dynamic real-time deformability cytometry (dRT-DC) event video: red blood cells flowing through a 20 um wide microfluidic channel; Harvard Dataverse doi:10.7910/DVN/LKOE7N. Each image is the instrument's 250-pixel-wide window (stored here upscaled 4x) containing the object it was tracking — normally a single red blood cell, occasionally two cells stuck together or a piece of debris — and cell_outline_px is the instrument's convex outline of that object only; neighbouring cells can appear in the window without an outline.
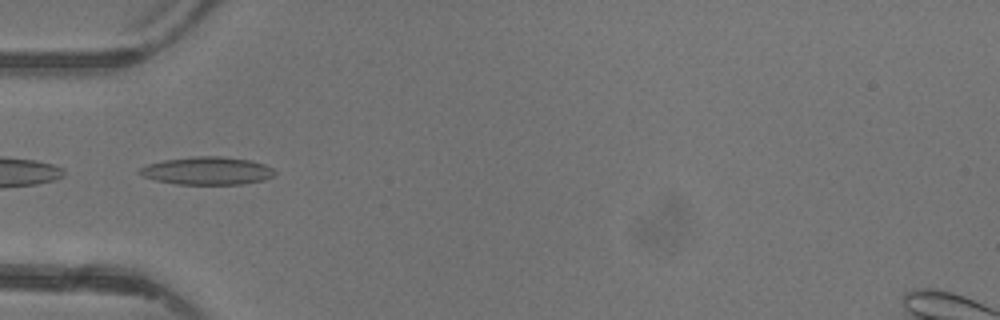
{"species": "common noctule bat (a hibernating species)", "species_latin": "Nyctalus noctula", "temperature_condition": "warm", "stored_images_in_passage": 3, "camera_frame_rate_fps": 3000, "um_per_image_px": 0.085, "animal": {"sex": "female"}, "frame": {"image": 1, "passage_image": 2, "time_ms": 1.333, "image_size_px": [1000, 320], "cell_outline_px": [[276, 172], [272, 176], [264, 180], [244, 184], [176, 184], [156, 180], [144, 176], [136, 172], [140, 168], [148, 164], [164, 160], [192, 156], [220, 156], [252, 160], [264, 164], [272, 168]], "centroid_in_image_um": [17.62, 14.51], "position_along_channel_um": 67.4, "area_um2": 21.96}}
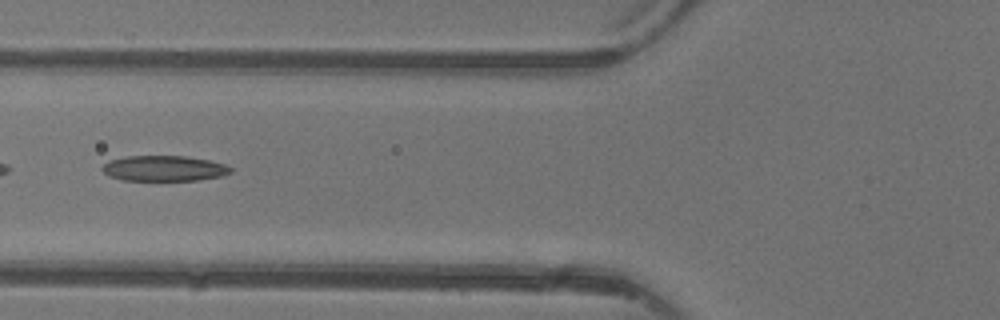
{"frame": {"image": 2, "passage_image": 3, "time_ms": 2.333, "image_size_px": [1000, 320], "cell_outline_px": [[232, 172], [220, 176], [200, 180], [124, 180], [108, 176], [100, 168], [108, 160], [124, 156], [184, 156], [208, 160], [224, 164], [232, 168]], "centroid_in_image_um": [13.9, 14.31], "position_along_channel_um": 111.9, "area_um2": 19.07}}